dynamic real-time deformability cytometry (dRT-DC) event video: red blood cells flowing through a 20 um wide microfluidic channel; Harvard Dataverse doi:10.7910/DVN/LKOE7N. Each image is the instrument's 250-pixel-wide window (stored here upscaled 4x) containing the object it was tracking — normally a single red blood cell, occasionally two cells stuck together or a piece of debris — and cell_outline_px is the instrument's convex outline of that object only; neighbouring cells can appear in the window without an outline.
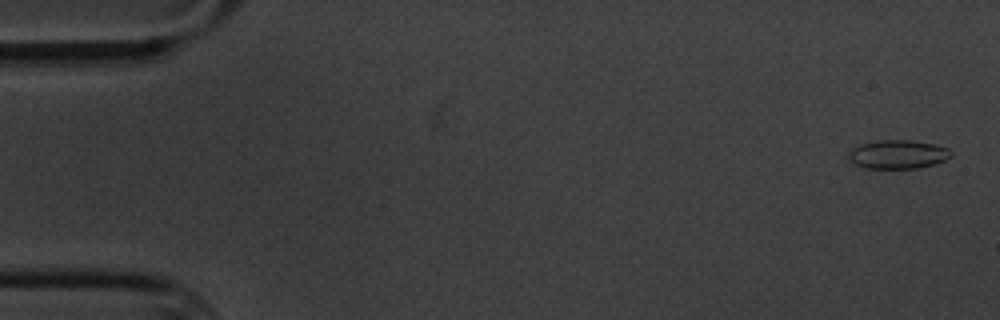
{"species": "common noctule bat (a hibernating species)", "species_latin": "Nyctalus noctula", "temperature_condition": "cold", "stored_images_in_passage": 11, "camera_frame_rate_fps": 3000, "um_per_image_px": 0.085, "animal": {"sex": "male", "body_mass_g": 20.1, "forearm_length_mm": 53.5}, "frame": {"image": 1, "passage_image": 1, "time_ms": 0.0, "image_size_px": [1000, 320], "cell_outline_px": [[952, 156], [944, 160], [932, 164], [916, 168], [864, 168], [848, 160], [848, 152], [852, 148], [860, 144], [876, 140], [912, 140], [932, 144], [948, 148], [952, 152]], "centroid_in_image_um": [76.28, 13.11], "position_along_channel_um": 8.7, "area_um2": 17.11}}
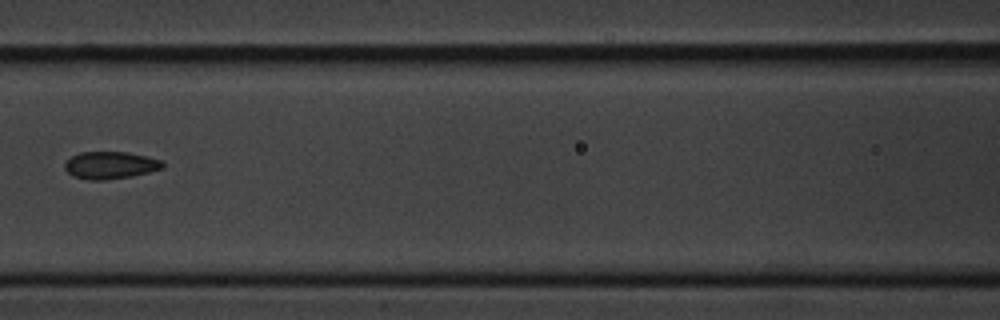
{"frame": {"image": 2, "passage_image": 7, "time_ms": 8.0, "image_size_px": [1000, 320], "cell_outline_px": [[164, 168], [132, 176], [104, 180], [88, 180], [72, 176], [64, 168], [64, 164], [72, 156], [80, 152], [128, 152], [148, 156], [164, 160]], "centroid_in_image_um": [9.4, 14.04], "position_along_channel_um": 157.2, "area_um2": 15.72}}
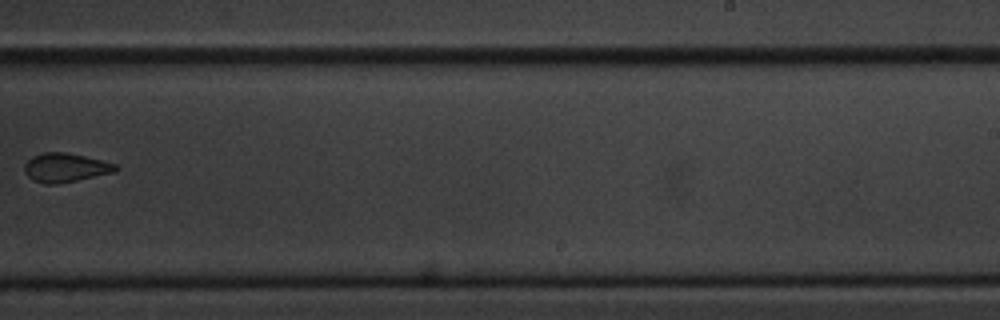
{"frame": {"image": 3, "passage_image": 10, "time_ms": 11.667, "image_size_px": [1000, 320], "cell_outline_px": [[120, 168], [116, 172], [56, 184], [44, 184], [32, 180], [24, 172], [24, 164], [32, 156], [44, 152], [68, 152], [116, 164]], "centroid_in_image_um": [5.55, 14.25], "position_along_channel_um": 283.5, "area_um2": 15.43}}